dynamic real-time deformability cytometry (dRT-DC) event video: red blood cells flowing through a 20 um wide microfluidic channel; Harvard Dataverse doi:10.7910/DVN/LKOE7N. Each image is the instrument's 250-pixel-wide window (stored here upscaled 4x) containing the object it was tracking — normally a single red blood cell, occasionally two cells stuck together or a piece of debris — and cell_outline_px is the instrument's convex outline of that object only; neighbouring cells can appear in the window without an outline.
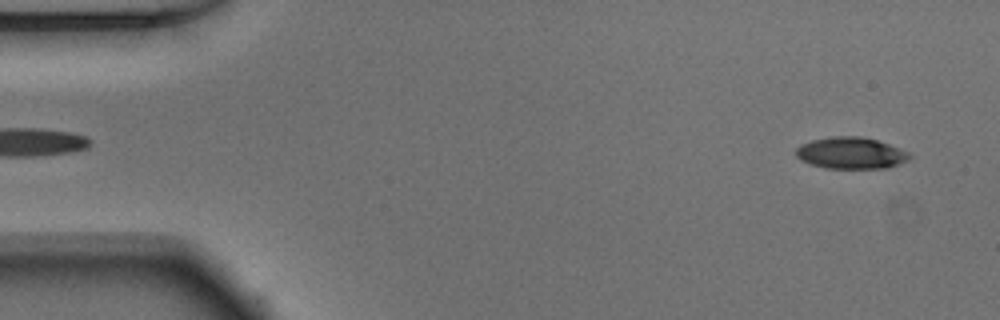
{"species": "Egyptian fruit bat (a non-hibernating species)", "species_latin": "Rousettus aegyptiacus", "temperature_condition": "warm", "stored_images_in_passage": 50, "camera_frame_rate_fps": 3000, "um_per_image_px": 0.085, "animal": {"sex": "male"}, "frame": {"image": 1, "passage_image": 2, "time_ms": 0.333, "image_size_px": [1000, 320], "cell_outline_px": [[912, 156], [908, 160], [888, 168], [824, 168], [800, 160], [796, 156], [796, 148], [800, 144], [812, 140], [832, 136], [860, 136], [876, 140], [888, 144], [908, 152]], "centroid_in_image_um": [72.31, 13.01], "position_along_channel_um": 12.7, "area_um2": 20.87}}
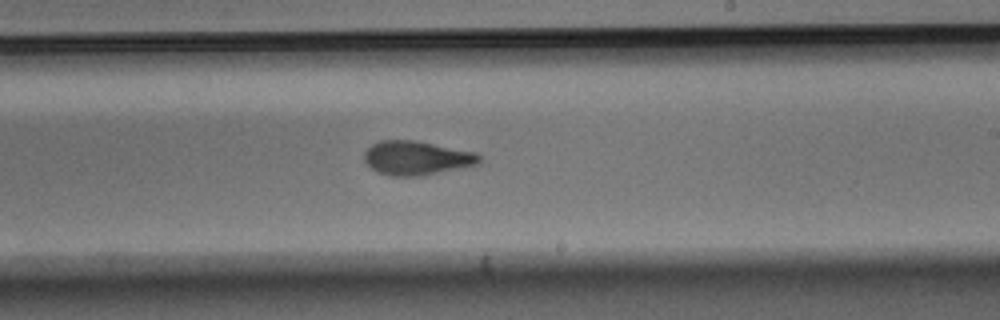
{"frame": {"image": 2, "passage_image": 29, "time_ms": 9.333, "image_size_px": [1000, 320], "cell_outline_px": [[480, 160], [476, 164], [460, 168], [424, 176], [392, 176], [376, 172], [364, 160], [364, 152], [372, 144], [380, 140], [412, 140], [476, 152], [480, 156]], "centroid_in_image_um": [35.38, 13.44], "position_along_channel_um": 253.6, "area_um2": 22.72}}
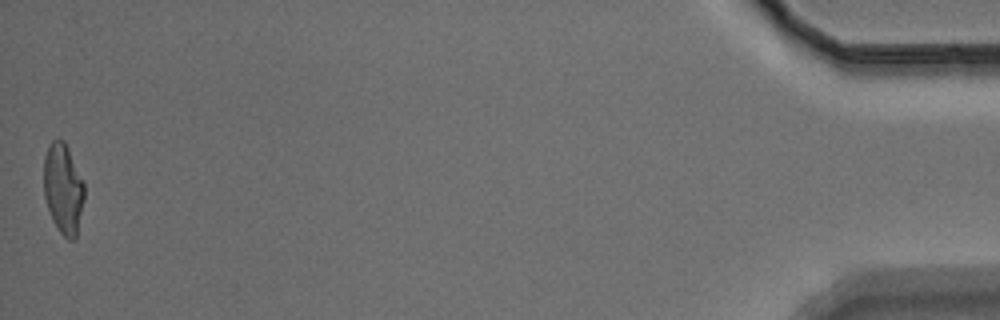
{"frame": {"image": 3, "passage_image": 50, "time_ms": 16.333, "image_size_px": [1000, 320], "cell_outline_px": [[84, 200], [76, 236], [72, 240], [68, 240], [60, 232], [52, 220], [44, 196], [44, 156], [48, 144], [52, 140], [64, 140], [68, 148], [84, 184]], "centroid_in_image_um": [5.36, 16.03], "position_along_channel_um": 429.8, "area_um2": 21.21}, "authors_computed_cell_mechanics": {"area_um2": 22.3108, "velocity_mm_per_s": 3.9006, "shape_relaxation_time_tau1_ms": 4.4056, "shape_relaxation_time_tau2_ms": 1.8677, "deformation_change_tau1": 0.1676, "deformation_change_tau2": 0.093}}